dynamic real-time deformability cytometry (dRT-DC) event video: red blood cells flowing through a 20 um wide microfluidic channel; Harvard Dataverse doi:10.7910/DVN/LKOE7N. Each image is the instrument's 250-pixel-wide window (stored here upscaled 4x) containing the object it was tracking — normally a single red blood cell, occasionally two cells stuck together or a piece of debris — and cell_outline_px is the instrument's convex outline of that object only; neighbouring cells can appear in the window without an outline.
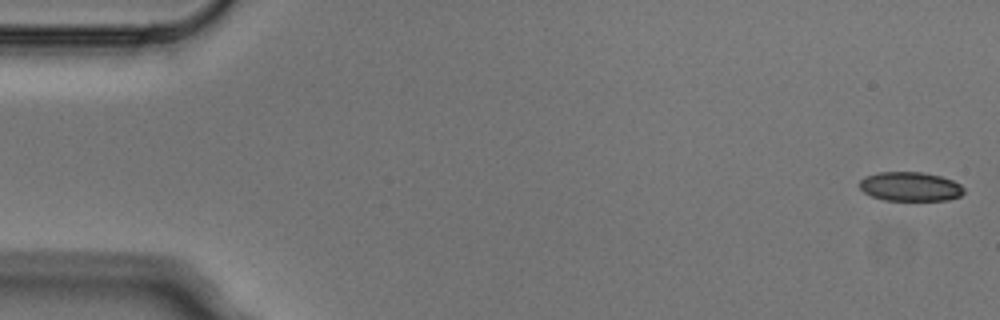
{"species": "Egyptian fruit bat (a non-hibernating species)", "species_latin": "Rousettus aegyptiacus", "temperature_condition": "cold", "stored_images_in_passage": 5, "camera_frame_rate_fps": 3000, "um_per_image_px": 0.085, "animal": {"sex": "male"}, "frame": {"image": 1, "passage_image": 1, "time_ms": 0.0, "image_size_px": [1000, 320], "cell_outline_px": [[964, 192], [960, 196], [948, 200], [884, 200], [872, 196], [864, 192], [860, 188], [860, 180], [864, 176], [880, 172], [924, 172], [940, 176], [952, 180], [960, 184], [964, 188]], "centroid_in_image_um": [77.37, 15.85], "position_along_channel_um": 7.6, "area_um2": 17.74}}
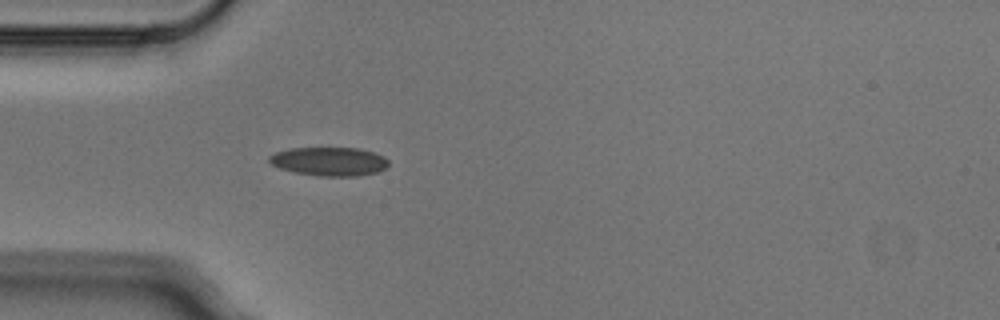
{"frame": {"image": 2, "passage_image": 5, "time_ms": 1.333, "image_size_px": [1000, 320], "cell_outline_px": [[388, 164], [384, 168], [376, 172], [356, 176], [320, 176], [296, 172], [280, 168], [272, 164], [268, 160], [268, 156], [276, 152], [288, 148], [360, 148], [384, 156], [388, 160]], "centroid_in_image_um": [27.97, 13.71], "position_along_channel_um": 57.0, "area_um2": 19.83}}